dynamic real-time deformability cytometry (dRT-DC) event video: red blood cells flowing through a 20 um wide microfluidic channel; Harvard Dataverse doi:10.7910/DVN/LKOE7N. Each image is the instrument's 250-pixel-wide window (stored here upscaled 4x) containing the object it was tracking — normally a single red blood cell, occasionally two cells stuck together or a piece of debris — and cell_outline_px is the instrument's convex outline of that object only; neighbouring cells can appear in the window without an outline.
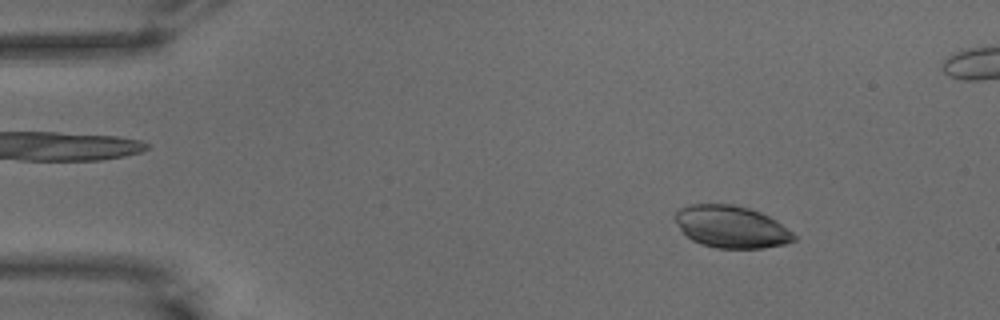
{"species": "common noctule bat (a hibernating species)", "species_latin": "Nyctalus noctula", "temperature_condition": "warm", "stored_images_in_passage": 53, "segment_of_instrument_passage": [1, 2], "camera_frame_rate_fps": 3000, "um_per_image_px": 0.085, "animal": {"sex": "male", "body_mass_g": 15.6}, "frame": {"image": 1, "passage_image": 3, "time_ms": 0.667, "image_size_px": [1000, 320], "cell_outline_px": [[796, 240], [784, 244], [764, 248], [716, 248], [700, 244], [692, 240], [680, 228], [672, 216], [680, 208], [688, 204], [732, 204], [748, 208], [760, 212], [776, 220], [792, 232], [796, 236]], "centroid_in_image_um": [62.14, 19.28], "position_along_channel_um": 22.9, "area_um2": 29.19}}
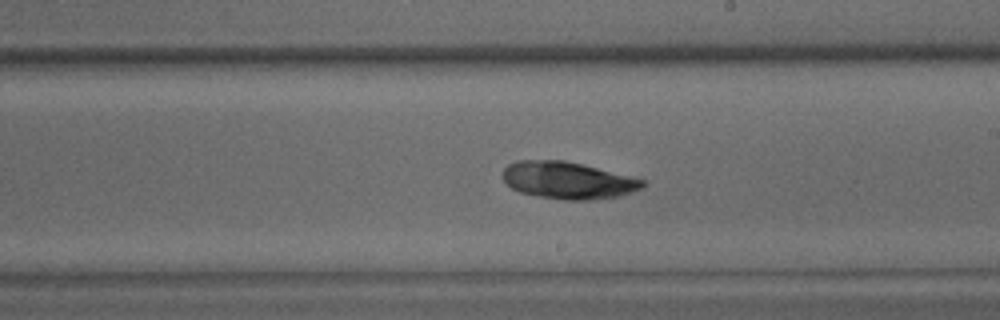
{"frame": {"image": 2, "passage_image": 28, "time_ms": 9.0, "image_size_px": [1000, 320], "cell_outline_px": [[644, 188], [632, 192], [616, 196], [588, 200], [564, 200], [540, 196], [520, 192], [512, 188], [500, 176], [504, 168], [508, 164], [516, 160], [564, 160], [644, 180]], "centroid_in_image_um": [48.21, 15.32], "position_along_channel_um": 240.8, "area_um2": 29.88}}
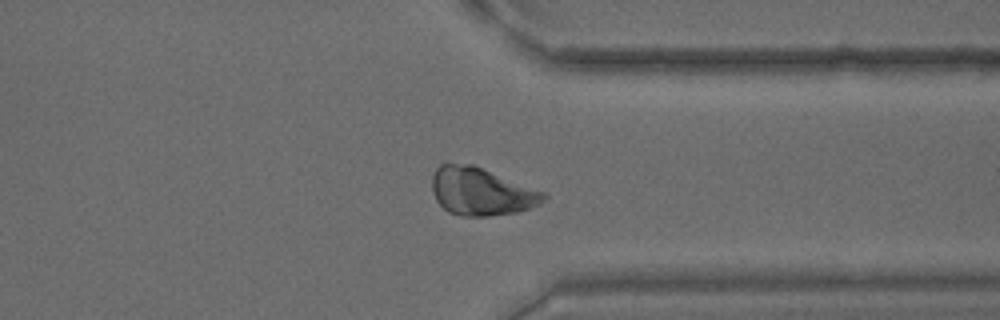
{"frame": {"image": 3, "passage_image": 39, "time_ms": 12.667, "image_size_px": [1000, 320], "cell_outline_px": [[548, 196], [540, 204], [516, 212], [488, 216], [460, 216], [448, 212], [436, 200], [432, 192], [432, 176], [436, 168], [440, 164], [472, 164], [548, 192]], "centroid_in_image_um": [40.93, 16.28], "position_along_channel_um": 370.5, "area_um2": 31.27}}